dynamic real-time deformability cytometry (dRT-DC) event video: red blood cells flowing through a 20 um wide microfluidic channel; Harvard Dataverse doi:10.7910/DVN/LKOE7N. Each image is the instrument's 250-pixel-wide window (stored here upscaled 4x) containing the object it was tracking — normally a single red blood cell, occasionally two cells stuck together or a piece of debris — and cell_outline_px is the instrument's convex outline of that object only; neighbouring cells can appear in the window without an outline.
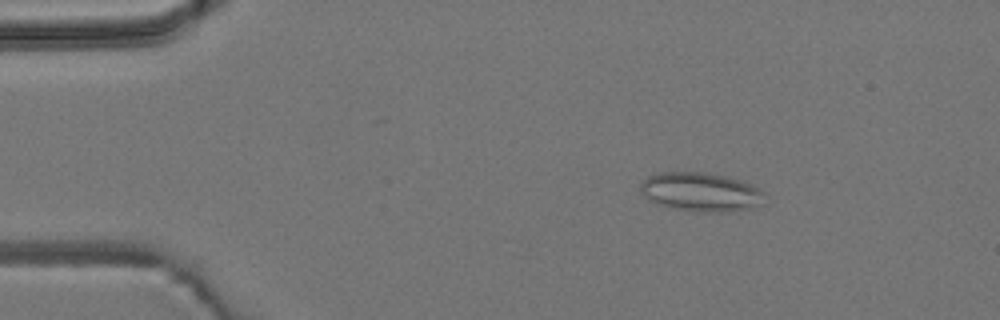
{"species": "common noctule bat (a hibernating species)", "species_latin": "Nyctalus noctula", "temperature_condition": "room temperature", "stored_images_in_passage": 6, "camera_frame_rate_fps": 3000, "um_per_image_px": 0.085, "animal": {"sex": "male", "body_mass_g": 19.2, "forearm_length_mm": 51.8}, "frame": {"image": 1, "passage_image": 2, "time_ms": 1.0, "image_size_px": [1000, 320], "cell_outline_px": [[768, 196], [764, 204], [748, 208], [720, 212], [696, 212], [672, 208], [648, 200], [640, 192], [640, 184], [648, 176], [660, 172], [704, 172], [724, 176], [740, 180], [764, 192]], "centroid_in_image_um": [59.56, 16.32], "position_along_channel_um": 25.4, "area_um2": 28.21}}
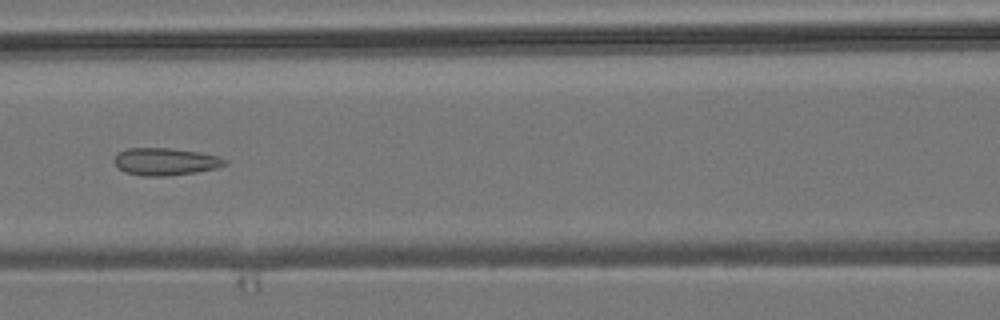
{"frame": {"image": 2, "passage_image": 6, "time_ms": 5.667, "image_size_px": [1000, 320], "cell_outline_px": [[228, 164], [216, 168], [196, 172], [168, 176], [140, 176], [124, 172], [116, 168], [112, 160], [116, 152], [128, 148], [172, 148], [196, 152], [216, 156], [228, 160]], "centroid_in_image_um": [13.98, 13.74], "position_along_channel_um": 152.6, "area_um2": 17.92}}